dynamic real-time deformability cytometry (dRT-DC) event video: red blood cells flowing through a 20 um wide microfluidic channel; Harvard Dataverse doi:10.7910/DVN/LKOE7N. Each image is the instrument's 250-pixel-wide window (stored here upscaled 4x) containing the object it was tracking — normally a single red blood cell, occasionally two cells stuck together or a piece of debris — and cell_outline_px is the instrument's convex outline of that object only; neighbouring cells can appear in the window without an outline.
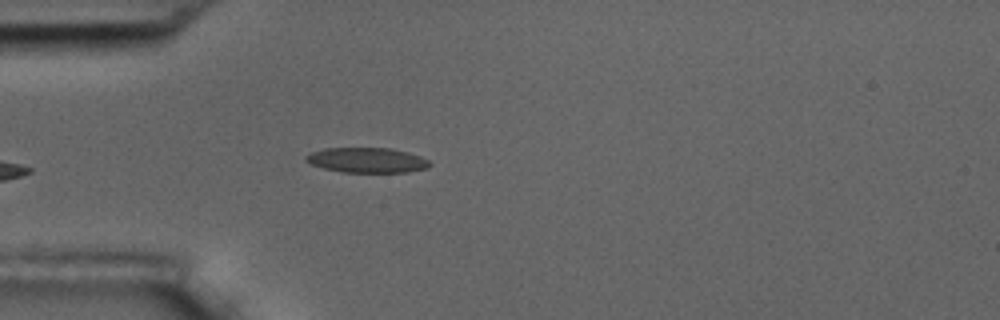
{"species": "common noctule bat (a hibernating species)", "species_latin": "Nyctalus noctula", "temperature_condition": "room temperature", "stored_images_in_passage": 5, "camera_frame_rate_fps": 3000, "um_per_image_px": 0.085, "animal": {"sex": "male", "body_mass_g": 17.5, "forearm_length_mm": 52.3}, "frame": {"image": 1, "passage_image": 5, "time_ms": 5.333, "image_size_px": [1000, 320], "cell_outline_px": [[432, 164], [428, 168], [408, 172], [340, 172], [324, 168], [312, 164], [304, 160], [304, 156], [312, 152], [324, 148], [392, 148], [408, 152], [420, 156], [428, 160]], "centroid_in_image_um": [31.2, 13.61], "position_along_channel_um": 53.8, "area_um2": 18.15}}